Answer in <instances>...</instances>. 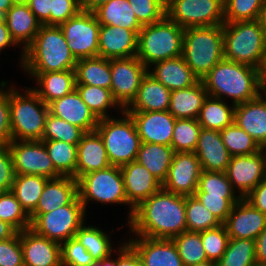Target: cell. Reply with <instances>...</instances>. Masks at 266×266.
Segmentation results:
<instances>
[{
  "label": "cell",
  "instance_id": "1",
  "mask_svg": "<svg viewBox=\"0 0 266 266\" xmlns=\"http://www.w3.org/2000/svg\"><path fill=\"white\" fill-rule=\"evenodd\" d=\"M127 223L137 237L172 239L187 231L185 196L161 188L134 209Z\"/></svg>",
  "mask_w": 266,
  "mask_h": 266
},
{
  "label": "cell",
  "instance_id": "2",
  "mask_svg": "<svg viewBox=\"0 0 266 266\" xmlns=\"http://www.w3.org/2000/svg\"><path fill=\"white\" fill-rule=\"evenodd\" d=\"M202 82L208 96L231 97L232 106L253 100L263 92L260 69L226 59L217 63Z\"/></svg>",
  "mask_w": 266,
  "mask_h": 266
},
{
  "label": "cell",
  "instance_id": "3",
  "mask_svg": "<svg viewBox=\"0 0 266 266\" xmlns=\"http://www.w3.org/2000/svg\"><path fill=\"white\" fill-rule=\"evenodd\" d=\"M21 53V65L28 73L75 70L78 61L61 28L55 25H41L33 42Z\"/></svg>",
  "mask_w": 266,
  "mask_h": 266
},
{
  "label": "cell",
  "instance_id": "4",
  "mask_svg": "<svg viewBox=\"0 0 266 266\" xmlns=\"http://www.w3.org/2000/svg\"><path fill=\"white\" fill-rule=\"evenodd\" d=\"M224 59L260 69L266 54V32L260 19L223 24Z\"/></svg>",
  "mask_w": 266,
  "mask_h": 266
},
{
  "label": "cell",
  "instance_id": "5",
  "mask_svg": "<svg viewBox=\"0 0 266 266\" xmlns=\"http://www.w3.org/2000/svg\"><path fill=\"white\" fill-rule=\"evenodd\" d=\"M182 57L193 74L202 80L224 59L223 25L186 28L183 35Z\"/></svg>",
  "mask_w": 266,
  "mask_h": 266
},
{
  "label": "cell",
  "instance_id": "6",
  "mask_svg": "<svg viewBox=\"0 0 266 266\" xmlns=\"http://www.w3.org/2000/svg\"><path fill=\"white\" fill-rule=\"evenodd\" d=\"M184 30L167 16L142 26L138 33L137 58L149 69L155 62L182 56Z\"/></svg>",
  "mask_w": 266,
  "mask_h": 266
},
{
  "label": "cell",
  "instance_id": "7",
  "mask_svg": "<svg viewBox=\"0 0 266 266\" xmlns=\"http://www.w3.org/2000/svg\"><path fill=\"white\" fill-rule=\"evenodd\" d=\"M10 125L12 140H41L49 106L31 89L25 94L10 87ZM23 94V95H21Z\"/></svg>",
  "mask_w": 266,
  "mask_h": 266
},
{
  "label": "cell",
  "instance_id": "8",
  "mask_svg": "<svg viewBox=\"0 0 266 266\" xmlns=\"http://www.w3.org/2000/svg\"><path fill=\"white\" fill-rule=\"evenodd\" d=\"M121 114L123 119H99L96 127L104 142L110 164L119 167L137 159L141 144L134 120L125 110Z\"/></svg>",
  "mask_w": 266,
  "mask_h": 266
},
{
  "label": "cell",
  "instance_id": "9",
  "mask_svg": "<svg viewBox=\"0 0 266 266\" xmlns=\"http://www.w3.org/2000/svg\"><path fill=\"white\" fill-rule=\"evenodd\" d=\"M85 211L77 196L69 205L58 207L49 213L30 214L31 229L49 240L62 244L75 237L85 222Z\"/></svg>",
  "mask_w": 266,
  "mask_h": 266
},
{
  "label": "cell",
  "instance_id": "10",
  "mask_svg": "<svg viewBox=\"0 0 266 266\" xmlns=\"http://www.w3.org/2000/svg\"><path fill=\"white\" fill-rule=\"evenodd\" d=\"M78 196L85 210L91 200L102 203L127 204L123 176L119 166L86 173L78 180Z\"/></svg>",
  "mask_w": 266,
  "mask_h": 266
},
{
  "label": "cell",
  "instance_id": "11",
  "mask_svg": "<svg viewBox=\"0 0 266 266\" xmlns=\"http://www.w3.org/2000/svg\"><path fill=\"white\" fill-rule=\"evenodd\" d=\"M166 16L183 29L223 25L224 0H170Z\"/></svg>",
  "mask_w": 266,
  "mask_h": 266
},
{
  "label": "cell",
  "instance_id": "12",
  "mask_svg": "<svg viewBox=\"0 0 266 266\" xmlns=\"http://www.w3.org/2000/svg\"><path fill=\"white\" fill-rule=\"evenodd\" d=\"M59 27L77 60L98 57L100 23L94 12L80 10Z\"/></svg>",
  "mask_w": 266,
  "mask_h": 266
},
{
  "label": "cell",
  "instance_id": "13",
  "mask_svg": "<svg viewBox=\"0 0 266 266\" xmlns=\"http://www.w3.org/2000/svg\"><path fill=\"white\" fill-rule=\"evenodd\" d=\"M8 147L15 175H39L48 179L62 176L55 169L42 140H12Z\"/></svg>",
  "mask_w": 266,
  "mask_h": 266
},
{
  "label": "cell",
  "instance_id": "14",
  "mask_svg": "<svg viewBox=\"0 0 266 266\" xmlns=\"http://www.w3.org/2000/svg\"><path fill=\"white\" fill-rule=\"evenodd\" d=\"M111 92L125 110L137 95L141 81L149 69L137 58L110 59Z\"/></svg>",
  "mask_w": 266,
  "mask_h": 266
},
{
  "label": "cell",
  "instance_id": "15",
  "mask_svg": "<svg viewBox=\"0 0 266 266\" xmlns=\"http://www.w3.org/2000/svg\"><path fill=\"white\" fill-rule=\"evenodd\" d=\"M201 173L202 167L194 152L175 153L162 188L174 194L194 195Z\"/></svg>",
  "mask_w": 266,
  "mask_h": 266
},
{
  "label": "cell",
  "instance_id": "16",
  "mask_svg": "<svg viewBox=\"0 0 266 266\" xmlns=\"http://www.w3.org/2000/svg\"><path fill=\"white\" fill-rule=\"evenodd\" d=\"M232 189L240 190L245 198L261 181L266 179V168L261 151L251 155L232 156L226 169Z\"/></svg>",
  "mask_w": 266,
  "mask_h": 266
},
{
  "label": "cell",
  "instance_id": "17",
  "mask_svg": "<svg viewBox=\"0 0 266 266\" xmlns=\"http://www.w3.org/2000/svg\"><path fill=\"white\" fill-rule=\"evenodd\" d=\"M127 202L130 204L128 221L134 209L144 200L148 199L162 188V183L138 161H132L120 167Z\"/></svg>",
  "mask_w": 266,
  "mask_h": 266
},
{
  "label": "cell",
  "instance_id": "18",
  "mask_svg": "<svg viewBox=\"0 0 266 266\" xmlns=\"http://www.w3.org/2000/svg\"><path fill=\"white\" fill-rule=\"evenodd\" d=\"M224 225L229 238L255 240L266 228V214L241 198L233 206Z\"/></svg>",
  "mask_w": 266,
  "mask_h": 266
},
{
  "label": "cell",
  "instance_id": "19",
  "mask_svg": "<svg viewBox=\"0 0 266 266\" xmlns=\"http://www.w3.org/2000/svg\"><path fill=\"white\" fill-rule=\"evenodd\" d=\"M135 122L141 143L171 146L176 119L167 111L127 112Z\"/></svg>",
  "mask_w": 266,
  "mask_h": 266
},
{
  "label": "cell",
  "instance_id": "20",
  "mask_svg": "<svg viewBox=\"0 0 266 266\" xmlns=\"http://www.w3.org/2000/svg\"><path fill=\"white\" fill-rule=\"evenodd\" d=\"M24 266H62L61 244L37 234L31 228L20 232Z\"/></svg>",
  "mask_w": 266,
  "mask_h": 266
},
{
  "label": "cell",
  "instance_id": "21",
  "mask_svg": "<svg viewBox=\"0 0 266 266\" xmlns=\"http://www.w3.org/2000/svg\"><path fill=\"white\" fill-rule=\"evenodd\" d=\"M138 238L127 243L137 252L142 266H184L172 239Z\"/></svg>",
  "mask_w": 266,
  "mask_h": 266
},
{
  "label": "cell",
  "instance_id": "22",
  "mask_svg": "<svg viewBox=\"0 0 266 266\" xmlns=\"http://www.w3.org/2000/svg\"><path fill=\"white\" fill-rule=\"evenodd\" d=\"M137 42L138 35L132 30L100 24L98 56L106 59L134 57Z\"/></svg>",
  "mask_w": 266,
  "mask_h": 266
},
{
  "label": "cell",
  "instance_id": "23",
  "mask_svg": "<svg viewBox=\"0 0 266 266\" xmlns=\"http://www.w3.org/2000/svg\"><path fill=\"white\" fill-rule=\"evenodd\" d=\"M48 106L52 115L80 127L85 132L96 130L99 119L83 102L76 89L62 98L54 100Z\"/></svg>",
  "mask_w": 266,
  "mask_h": 266
},
{
  "label": "cell",
  "instance_id": "24",
  "mask_svg": "<svg viewBox=\"0 0 266 266\" xmlns=\"http://www.w3.org/2000/svg\"><path fill=\"white\" fill-rule=\"evenodd\" d=\"M194 153L205 171L225 172L231 158L220 131L203 128L200 130Z\"/></svg>",
  "mask_w": 266,
  "mask_h": 266
},
{
  "label": "cell",
  "instance_id": "25",
  "mask_svg": "<svg viewBox=\"0 0 266 266\" xmlns=\"http://www.w3.org/2000/svg\"><path fill=\"white\" fill-rule=\"evenodd\" d=\"M111 166L104 142L95 130L86 132L77 145V164L75 179L78 180L86 173L106 169Z\"/></svg>",
  "mask_w": 266,
  "mask_h": 266
},
{
  "label": "cell",
  "instance_id": "26",
  "mask_svg": "<svg viewBox=\"0 0 266 266\" xmlns=\"http://www.w3.org/2000/svg\"><path fill=\"white\" fill-rule=\"evenodd\" d=\"M265 97L261 93L253 100L235 105L234 109V123L250 135L260 146L266 142Z\"/></svg>",
  "mask_w": 266,
  "mask_h": 266
},
{
  "label": "cell",
  "instance_id": "27",
  "mask_svg": "<svg viewBox=\"0 0 266 266\" xmlns=\"http://www.w3.org/2000/svg\"><path fill=\"white\" fill-rule=\"evenodd\" d=\"M78 196V181L71 176L48 179L39 198L36 209L31 214L49 213L69 205Z\"/></svg>",
  "mask_w": 266,
  "mask_h": 266
},
{
  "label": "cell",
  "instance_id": "28",
  "mask_svg": "<svg viewBox=\"0 0 266 266\" xmlns=\"http://www.w3.org/2000/svg\"><path fill=\"white\" fill-rule=\"evenodd\" d=\"M170 95L171 91L147 72L141 81L136 97L125 111H167L170 105Z\"/></svg>",
  "mask_w": 266,
  "mask_h": 266
},
{
  "label": "cell",
  "instance_id": "29",
  "mask_svg": "<svg viewBox=\"0 0 266 266\" xmlns=\"http://www.w3.org/2000/svg\"><path fill=\"white\" fill-rule=\"evenodd\" d=\"M11 38L15 43L23 44V51L33 42L41 23L30 10L28 4H13L3 16Z\"/></svg>",
  "mask_w": 266,
  "mask_h": 266
},
{
  "label": "cell",
  "instance_id": "30",
  "mask_svg": "<svg viewBox=\"0 0 266 266\" xmlns=\"http://www.w3.org/2000/svg\"><path fill=\"white\" fill-rule=\"evenodd\" d=\"M152 65L154 69L148 73L170 91L187 88L199 80L182 56L155 62Z\"/></svg>",
  "mask_w": 266,
  "mask_h": 266
},
{
  "label": "cell",
  "instance_id": "31",
  "mask_svg": "<svg viewBox=\"0 0 266 266\" xmlns=\"http://www.w3.org/2000/svg\"><path fill=\"white\" fill-rule=\"evenodd\" d=\"M207 97L204 83L198 80L192 86L171 91L168 111L175 119H197Z\"/></svg>",
  "mask_w": 266,
  "mask_h": 266
},
{
  "label": "cell",
  "instance_id": "32",
  "mask_svg": "<svg viewBox=\"0 0 266 266\" xmlns=\"http://www.w3.org/2000/svg\"><path fill=\"white\" fill-rule=\"evenodd\" d=\"M37 81L40 88L32 90L49 105L56 99L71 93L75 89V70H63L45 73H28Z\"/></svg>",
  "mask_w": 266,
  "mask_h": 266
},
{
  "label": "cell",
  "instance_id": "33",
  "mask_svg": "<svg viewBox=\"0 0 266 266\" xmlns=\"http://www.w3.org/2000/svg\"><path fill=\"white\" fill-rule=\"evenodd\" d=\"M93 12L102 25L122 27L137 35L142 29L128 0H110Z\"/></svg>",
  "mask_w": 266,
  "mask_h": 266
},
{
  "label": "cell",
  "instance_id": "34",
  "mask_svg": "<svg viewBox=\"0 0 266 266\" xmlns=\"http://www.w3.org/2000/svg\"><path fill=\"white\" fill-rule=\"evenodd\" d=\"M175 151L171 146L141 143L136 161L145 166L153 176L163 183L169 172Z\"/></svg>",
  "mask_w": 266,
  "mask_h": 266
},
{
  "label": "cell",
  "instance_id": "35",
  "mask_svg": "<svg viewBox=\"0 0 266 266\" xmlns=\"http://www.w3.org/2000/svg\"><path fill=\"white\" fill-rule=\"evenodd\" d=\"M76 85H91L111 90L110 59L82 58L75 66Z\"/></svg>",
  "mask_w": 266,
  "mask_h": 266
},
{
  "label": "cell",
  "instance_id": "36",
  "mask_svg": "<svg viewBox=\"0 0 266 266\" xmlns=\"http://www.w3.org/2000/svg\"><path fill=\"white\" fill-rule=\"evenodd\" d=\"M235 106L229 107L223 99L208 96L202 105L198 123L203 129L222 131L234 122Z\"/></svg>",
  "mask_w": 266,
  "mask_h": 266
},
{
  "label": "cell",
  "instance_id": "37",
  "mask_svg": "<svg viewBox=\"0 0 266 266\" xmlns=\"http://www.w3.org/2000/svg\"><path fill=\"white\" fill-rule=\"evenodd\" d=\"M47 180L39 175H15L11 192L28 215L36 209Z\"/></svg>",
  "mask_w": 266,
  "mask_h": 266
},
{
  "label": "cell",
  "instance_id": "38",
  "mask_svg": "<svg viewBox=\"0 0 266 266\" xmlns=\"http://www.w3.org/2000/svg\"><path fill=\"white\" fill-rule=\"evenodd\" d=\"M75 89L83 102L98 119L110 117L109 113H107L108 108L114 107L117 109L118 107L119 110L121 109L120 111H123L114 100L112 92L109 89L91 85H75Z\"/></svg>",
  "mask_w": 266,
  "mask_h": 266
},
{
  "label": "cell",
  "instance_id": "39",
  "mask_svg": "<svg viewBox=\"0 0 266 266\" xmlns=\"http://www.w3.org/2000/svg\"><path fill=\"white\" fill-rule=\"evenodd\" d=\"M55 169L62 176H71L75 179L77 164V145L57 140L43 141Z\"/></svg>",
  "mask_w": 266,
  "mask_h": 266
},
{
  "label": "cell",
  "instance_id": "40",
  "mask_svg": "<svg viewBox=\"0 0 266 266\" xmlns=\"http://www.w3.org/2000/svg\"><path fill=\"white\" fill-rule=\"evenodd\" d=\"M184 266H195L209 261L201 241V232L184 231L172 238Z\"/></svg>",
  "mask_w": 266,
  "mask_h": 266
},
{
  "label": "cell",
  "instance_id": "41",
  "mask_svg": "<svg viewBox=\"0 0 266 266\" xmlns=\"http://www.w3.org/2000/svg\"><path fill=\"white\" fill-rule=\"evenodd\" d=\"M75 238L92 255L95 261H101L112 254L109 235L96 226H85L83 224L76 232Z\"/></svg>",
  "mask_w": 266,
  "mask_h": 266
},
{
  "label": "cell",
  "instance_id": "42",
  "mask_svg": "<svg viewBox=\"0 0 266 266\" xmlns=\"http://www.w3.org/2000/svg\"><path fill=\"white\" fill-rule=\"evenodd\" d=\"M255 263V240L230 238L217 266H251Z\"/></svg>",
  "mask_w": 266,
  "mask_h": 266
},
{
  "label": "cell",
  "instance_id": "43",
  "mask_svg": "<svg viewBox=\"0 0 266 266\" xmlns=\"http://www.w3.org/2000/svg\"><path fill=\"white\" fill-rule=\"evenodd\" d=\"M220 134L231 157L251 155L261 150V146L234 122Z\"/></svg>",
  "mask_w": 266,
  "mask_h": 266
},
{
  "label": "cell",
  "instance_id": "44",
  "mask_svg": "<svg viewBox=\"0 0 266 266\" xmlns=\"http://www.w3.org/2000/svg\"><path fill=\"white\" fill-rule=\"evenodd\" d=\"M187 230L201 232L213 229L222 223L194 196H185Z\"/></svg>",
  "mask_w": 266,
  "mask_h": 266
},
{
  "label": "cell",
  "instance_id": "45",
  "mask_svg": "<svg viewBox=\"0 0 266 266\" xmlns=\"http://www.w3.org/2000/svg\"><path fill=\"white\" fill-rule=\"evenodd\" d=\"M201 129L197 119H176L171 139L175 153L194 152Z\"/></svg>",
  "mask_w": 266,
  "mask_h": 266
},
{
  "label": "cell",
  "instance_id": "46",
  "mask_svg": "<svg viewBox=\"0 0 266 266\" xmlns=\"http://www.w3.org/2000/svg\"><path fill=\"white\" fill-rule=\"evenodd\" d=\"M86 132L80 127L48 113L42 141L57 140L78 145Z\"/></svg>",
  "mask_w": 266,
  "mask_h": 266
},
{
  "label": "cell",
  "instance_id": "47",
  "mask_svg": "<svg viewBox=\"0 0 266 266\" xmlns=\"http://www.w3.org/2000/svg\"><path fill=\"white\" fill-rule=\"evenodd\" d=\"M0 220L7 222L17 232L31 228L30 216L11 191L0 193Z\"/></svg>",
  "mask_w": 266,
  "mask_h": 266
},
{
  "label": "cell",
  "instance_id": "48",
  "mask_svg": "<svg viewBox=\"0 0 266 266\" xmlns=\"http://www.w3.org/2000/svg\"><path fill=\"white\" fill-rule=\"evenodd\" d=\"M265 3L266 0H224L225 23L260 19Z\"/></svg>",
  "mask_w": 266,
  "mask_h": 266
},
{
  "label": "cell",
  "instance_id": "49",
  "mask_svg": "<svg viewBox=\"0 0 266 266\" xmlns=\"http://www.w3.org/2000/svg\"><path fill=\"white\" fill-rule=\"evenodd\" d=\"M195 193H208L215 196H236L226 172L202 170Z\"/></svg>",
  "mask_w": 266,
  "mask_h": 266
},
{
  "label": "cell",
  "instance_id": "50",
  "mask_svg": "<svg viewBox=\"0 0 266 266\" xmlns=\"http://www.w3.org/2000/svg\"><path fill=\"white\" fill-rule=\"evenodd\" d=\"M229 235L224 224L201 231V241L209 261L217 262L227 249Z\"/></svg>",
  "mask_w": 266,
  "mask_h": 266
},
{
  "label": "cell",
  "instance_id": "51",
  "mask_svg": "<svg viewBox=\"0 0 266 266\" xmlns=\"http://www.w3.org/2000/svg\"><path fill=\"white\" fill-rule=\"evenodd\" d=\"M141 26L150 25L166 16V4L161 0H128Z\"/></svg>",
  "mask_w": 266,
  "mask_h": 266
},
{
  "label": "cell",
  "instance_id": "52",
  "mask_svg": "<svg viewBox=\"0 0 266 266\" xmlns=\"http://www.w3.org/2000/svg\"><path fill=\"white\" fill-rule=\"evenodd\" d=\"M194 196L224 224L233 206L241 199L237 196H215L208 193H194Z\"/></svg>",
  "mask_w": 266,
  "mask_h": 266
},
{
  "label": "cell",
  "instance_id": "53",
  "mask_svg": "<svg viewBox=\"0 0 266 266\" xmlns=\"http://www.w3.org/2000/svg\"><path fill=\"white\" fill-rule=\"evenodd\" d=\"M95 262L92 255L75 237L61 244L62 266H88Z\"/></svg>",
  "mask_w": 266,
  "mask_h": 266
},
{
  "label": "cell",
  "instance_id": "54",
  "mask_svg": "<svg viewBox=\"0 0 266 266\" xmlns=\"http://www.w3.org/2000/svg\"><path fill=\"white\" fill-rule=\"evenodd\" d=\"M0 266H24L20 232L0 241Z\"/></svg>",
  "mask_w": 266,
  "mask_h": 266
},
{
  "label": "cell",
  "instance_id": "55",
  "mask_svg": "<svg viewBox=\"0 0 266 266\" xmlns=\"http://www.w3.org/2000/svg\"><path fill=\"white\" fill-rule=\"evenodd\" d=\"M8 82L2 81L0 84V147L8 146L12 141L10 125V102ZM7 89L4 91V89Z\"/></svg>",
  "mask_w": 266,
  "mask_h": 266
},
{
  "label": "cell",
  "instance_id": "56",
  "mask_svg": "<svg viewBox=\"0 0 266 266\" xmlns=\"http://www.w3.org/2000/svg\"><path fill=\"white\" fill-rule=\"evenodd\" d=\"M81 9L80 0H52L50 25L59 26L75 16Z\"/></svg>",
  "mask_w": 266,
  "mask_h": 266
},
{
  "label": "cell",
  "instance_id": "57",
  "mask_svg": "<svg viewBox=\"0 0 266 266\" xmlns=\"http://www.w3.org/2000/svg\"><path fill=\"white\" fill-rule=\"evenodd\" d=\"M14 177L11 151L8 146L0 147V193L11 191Z\"/></svg>",
  "mask_w": 266,
  "mask_h": 266
},
{
  "label": "cell",
  "instance_id": "58",
  "mask_svg": "<svg viewBox=\"0 0 266 266\" xmlns=\"http://www.w3.org/2000/svg\"><path fill=\"white\" fill-rule=\"evenodd\" d=\"M52 0H29L28 6L41 25H50Z\"/></svg>",
  "mask_w": 266,
  "mask_h": 266
},
{
  "label": "cell",
  "instance_id": "59",
  "mask_svg": "<svg viewBox=\"0 0 266 266\" xmlns=\"http://www.w3.org/2000/svg\"><path fill=\"white\" fill-rule=\"evenodd\" d=\"M119 248L116 266H142L137 252L127 242L125 244L123 242Z\"/></svg>",
  "mask_w": 266,
  "mask_h": 266
},
{
  "label": "cell",
  "instance_id": "60",
  "mask_svg": "<svg viewBox=\"0 0 266 266\" xmlns=\"http://www.w3.org/2000/svg\"><path fill=\"white\" fill-rule=\"evenodd\" d=\"M245 199L256 209L266 214V179L261 181Z\"/></svg>",
  "mask_w": 266,
  "mask_h": 266
},
{
  "label": "cell",
  "instance_id": "61",
  "mask_svg": "<svg viewBox=\"0 0 266 266\" xmlns=\"http://www.w3.org/2000/svg\"><path fill=\"white\" fill-rule=\"evenodd\" d=\"M256 263L266 265V228L255 239Z\"/></svg>",
  "mask_w": 266,
  "mask_h": 266
},
{
  "label": "cell",
  "instance_id": "62",
  "mask_svg": "<svg viewBox=\"0 0 266 266\" xmlns=\"http://www.w3.org/2000/svg\"><path fill=\"white\" fill-rule=\"evenodd\" d=\"M16 45L15 41L11 38L9 29L4 20L0 22V52L2 49L6 47H10L11 45Z\"/></svg>",
  "mask_w": 266,
  "mask_h": 266
},
{
  "label": "cell",
  "instance_id": "63",
  "mask_svg": "<svg viewBox=\"0 0 266 266\" xmlns=\"http://www.w3.org/2000/svg\"><path fill=\"white\" fill-rule=\"evenodd\" d=\"M17 231L7 222L0 220V241L12 237Z\"/></svg>",
  "mask_w": 266,
  "mask_h": 266
},
{
  "label": "cell",
  "instance_id": "64",
  "mask_svg": "<svg viewBox=\"0 0 266 266\" xmlns=\"http://www.w3.org/2000/svg\"><path fill=\"white\" fill-rule=\"evenodd\" d=\"M110 0H80L82 10L94 11L103 3L109 2Z\"/></svg>",
  "mask_w": 266,
  "mask_h": 266
},
{
  "label": "cell",
  "instance_id": "65",
  "mask_svg": "<svg viewBox=\"0 0 266 266\" xmlns=\"http://www.w3.org/2000/svg\"><path fill=\"white\" fill-rule=\"evenodd\" d=\"M12 6L11 0H0V15L3 17Z\"/></svg>",
  "mask_w": 266,
  "mask_h": 266
},
{
  "label": "cell",
  "instance_id": "66",
  "mask_svg": "<svg viewBox=\"0 0 266 266\" xmlns=\"http://www.w3.org/2000/svg\"><path fill=\"white\" fill-rule=\"evenodd\" d=\"M260 73H261V84H262L263 92H266V54H265V60L260 70Z\"/></svg>",
  "mask_w": 266,
  "mask_h": 266
},
{
  "label": "cell",
  "instance_id": "67",
  "mask_svg": "<svg viewBox=\"0 0 266 266\" xmlns=\"http://www.w3.org/2000/svg\"><path fill=\"white\" fill-rule=\"evenodd\" d=\"M103 266H116V259H111V255L104 258Z\"/></svg>",
  "mask_w": 266,
  "mask_h": 266
},
{
  "label": "cell",
  "instance_id": "68",
  "mask_svg": "<svg viewBox=\"0 0 266 266\" xmlns=\"http://www.w3.org/2000/svg\"><path fill=\"white\" fill-rule=\"evenodd\" d=\"M260 21L262 23L263 28L265 29V32H266V5H264V7L262 9Z\"/></svg>",
  "mask_w": 266,
  "mask_h": 266
},
{
  "label": "cell",
  "instance_id": "69",
  "mask_svg": "<svg viewBox=\"0 0 266 266\" xmlns=\"http://www.w3.org/2000/svg\"><path fill=\"white\" fill-rule=\"evenodd\" d=\"M195 266H217V262L207 261L204 263L197 264Z\"/></svg>",
  "mask_w": 266,
  "mask_h": 266
},
{
  "label": "cell",
  "instance_id": "70",
  "mask_svg": "<svg viewBox=\"0 0 266 266\" xmlns=\"http://www.w3.org/2000/svg\"><path fill=\"white\" fill-rule=\"evenodd\" d=\"M260 149H261L260 151L262 152L263 157H264L265 168H266V152H265L266 151V142L261 145Z\"/></svg>",
  "mask_w": 266,
  "mask_h": 266
},
{
  "label": "cell",
  "instance_id": "71",
  "mask_svg": "<svg viewBox=\"0 0 266 266\" xmlns=\"http://www.w3.org/2000/svg\"><path fill=\"white\" fill-rule=\"evenodd\" d=\"M13 4H28L29 0H11Z\"/></svg>",
  "mask_w": 266,
  "mask_h": 266
},
{
  "label": "cell",
  "instance_id": "72",
  "mask_svg": "<svg viewBox=\"0 0 266 266\" xmlns=\"http://www.w3.org/2000/svg\"><path fill=\"white\" fill-rule=\"evenodd\" d=\"M88 266H103V259L101 261H96L95 263Z\"/></svg>",
  "mask_w": 266,
  "mask_h": 266
},
{
  "label": "cell",
  "instance_id": "73",
  "mask_svg": "<svg viewBox=\"0 0 266 266\" xmlns=\"http://www.w3.org/2000/svg\"><path fill=\"white\" fill-rule=\"evenodd\" d=\"M251 266H266L264 264H259V263H255L254 265H251Z\"/></svg>",
  "mask_w": 266,
  "mask_h": 266
},
{
  "label": "cell",
  "instance_id": "74",
  "mask_svg": "<svg viewBox=\"0 0 266 266\" xmlns=\"http://www.w3.org/2000/svg\"><path fill=\"white\" fill-rule=\"evenodd\" d=\"M161 1L167 4L170 0H161Z\"/></svg>",
  "mask_w": 266,
  "mask_h": 266
}]
</instances>
